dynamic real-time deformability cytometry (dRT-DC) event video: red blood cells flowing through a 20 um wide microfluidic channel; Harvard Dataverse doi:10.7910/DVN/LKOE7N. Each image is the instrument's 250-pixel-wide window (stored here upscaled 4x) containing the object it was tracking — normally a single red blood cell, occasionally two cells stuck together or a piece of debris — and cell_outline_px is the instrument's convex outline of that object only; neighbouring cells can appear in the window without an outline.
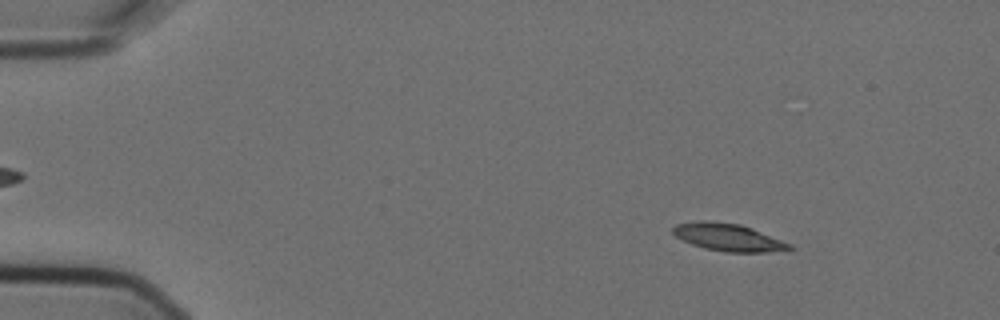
{"species": "Egyptian fruit bat (a non-hibernating species)", "species_latin": "Rousettus aegyptiacus", "temperature_condition": "cold", "stored_images_in_passage": 5, "camera_frame_rate_fps": 3000, "um_per_image_px": 0.085, "animal": {"sex": "female"}, "frame": {"image": 1, "passage_image": 1, "time_ms": 0.0, "image_size_px": [1000, 320], "cell_outline_px": [[796, 248], [768, 252], [728, 252], [704, 248], [692, 244], [676, 236], [672, 232], [672, 228], [676, 224], [700, 220], [708, 220], [740, 224], [752, 228], [792, 244]], "centroid_in_image_um": [61.91, 20.16], "position_along_channel_um": 23.1, "area_um2": 18.61}}